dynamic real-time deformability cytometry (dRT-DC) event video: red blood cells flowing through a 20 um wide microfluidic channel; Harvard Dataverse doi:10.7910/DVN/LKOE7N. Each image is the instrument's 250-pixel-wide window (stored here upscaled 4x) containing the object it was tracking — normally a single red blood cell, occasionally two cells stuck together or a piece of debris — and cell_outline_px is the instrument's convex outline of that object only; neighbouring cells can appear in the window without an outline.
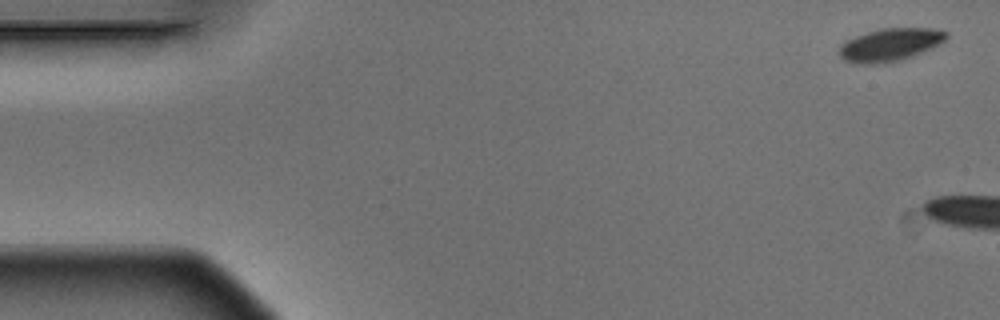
{"species": "Egyptian fruit bat (a non-hibernating species)", "species_latin": "Rousettus aegyptiacus", "temperature_condition": "warm", "stored_images_in_passage": 6, "camera_frame_rate_fps": 3000, "um_per_image_px": 0.085, "animal": {"sex": "male"}, "frame": {"image": 1, "passage_image": 1, "time_ms": 0.0, "image_size_px": [1000, 320], "cell_outline_px": [[948, 36], [940, 44], [932, 48], [912, 56], [900, 60], [884, 64], [856, 64], [844, 60], [840, 56], [840, 44], [844, 40], [880, 28], [932, 28], [948, 32]], "centroid_in_image_um": [75.64, 3.81], "position_along_channel_um": 9.4, "area_um2": 20.63}}